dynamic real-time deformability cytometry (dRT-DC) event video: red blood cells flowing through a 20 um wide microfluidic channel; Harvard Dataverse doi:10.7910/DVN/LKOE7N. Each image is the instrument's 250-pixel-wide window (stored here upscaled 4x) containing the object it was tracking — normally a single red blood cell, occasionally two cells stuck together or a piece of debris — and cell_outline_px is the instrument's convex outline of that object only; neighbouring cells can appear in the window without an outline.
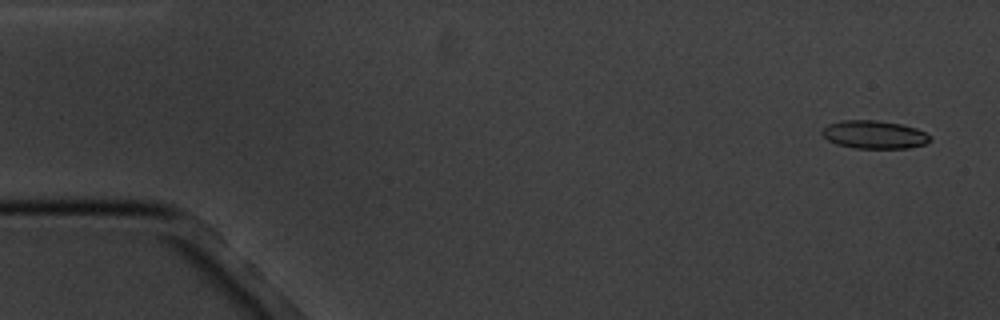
{"species": "common noctule bat (a hibernating species)", "species_latin": "Nyctalus noctula", "temperature_condition": "cold", "stored_images_in_passage": 5, "camera_frame_rate_fps": 3000, "um_per_image_px": 0.085, "animal": {"sex": "male", "body_mass_g": 20.1, "forearm_length_mm": 53.5}, "frame": {"image": 1, "passage_image": 1, "time_ms": 0.0, "image_size_px": [1000, 320], "cell_outline_px": [[932, 140], [924, 144], [908, 148], [856, 148], [836, 144], [828, 140], [820, 132], [828, 124], [840, 120], [876, 120], [900, 124], [916, 128], [932, 136]], "centroid_in_image_um": [74.31, 11.44], "position_along_channel_um": 10.7, "area_um2": 17.69}}
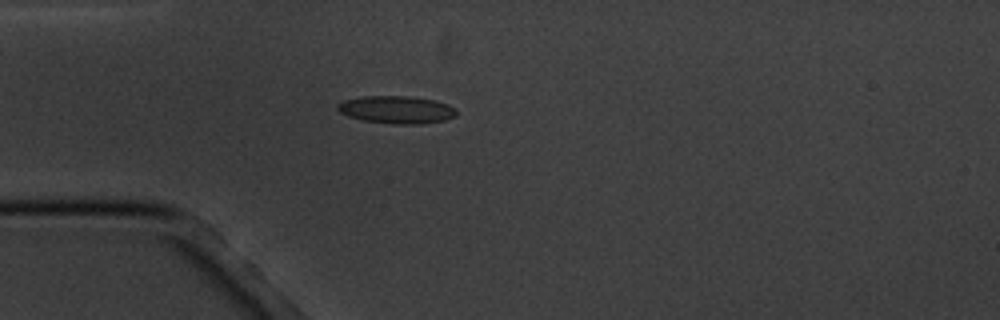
{"frame": {"image": 2, "passage_image": 5, "time_ms": 4.333, "image_size_px": [1000, 320], "cell_outline_px": [[456, 116], [444, 120], [420, 124], [392, 124], [364, 120], [348, 116], [340, 112], [336, 108], [336, 104], [344, 100], [360, 96], [408, 96], [436, 100], [448, 104], [456, 108]], "centroid_in_image_um": [33.7, 9.31], "position_along_channel_um": 51.3, "area_um2": 19.25}}